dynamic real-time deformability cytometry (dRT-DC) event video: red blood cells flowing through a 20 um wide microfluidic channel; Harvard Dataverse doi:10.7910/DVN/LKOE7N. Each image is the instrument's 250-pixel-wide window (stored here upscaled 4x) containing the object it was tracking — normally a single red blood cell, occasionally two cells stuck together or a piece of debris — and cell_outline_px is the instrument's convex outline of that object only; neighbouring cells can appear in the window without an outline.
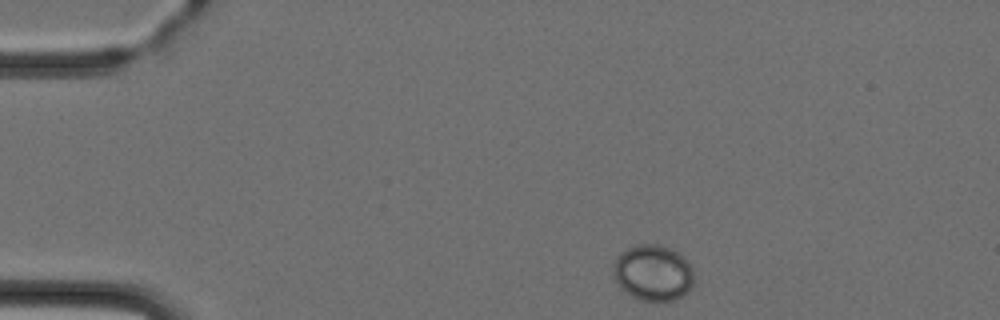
{"species": "Egyptian fruit bat (a non-hibernating species)", "species_latin": "Rousettus aegyptiacus", "temperature_condition": "cold", "stored_images_in_passage": 2, "camera_frame_rate_fps": 3000, "um_per_image_px": 0.085, "animal": {"sex": "female"}, "frame": {"image": 1, "passage_image": 1, "time_ms": 0.0, "image_size_px": [1000, 320], "cell_outline_px": [[692, 288], [688, 292], [672, 300], [640, 300], [632, 296], [616, 280], [612, 272], [612, 264], [616, 256], [620, 252], [628, 248], [640, 244], [656, 244], [672, 248], [680, 252], [692, 264]], "centroid_in_image_um": [55.52, 23.14], "position_along_channel_um": 29.5, "area_um2": 26.36}}